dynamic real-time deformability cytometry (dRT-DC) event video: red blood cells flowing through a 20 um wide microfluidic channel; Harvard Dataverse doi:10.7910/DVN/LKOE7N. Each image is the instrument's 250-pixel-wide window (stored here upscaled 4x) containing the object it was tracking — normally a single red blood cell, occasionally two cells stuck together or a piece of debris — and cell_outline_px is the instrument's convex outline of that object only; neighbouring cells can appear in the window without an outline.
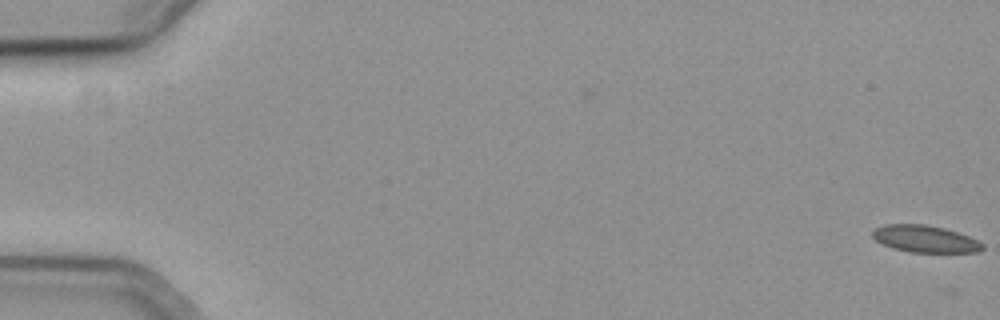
{"species": "common noctule bat (a hibernating species)", "species_latin": "Nyctalus noctula", "temperature_condition": "cold", "stored_images_in_passage": 6, "camera_frame_rate_fps": 3000, "um_per_image_px": 0.085, "animal": {"sex": "female", "body_mass_g": 19.3, "forearm_length_mm": 54.1}, "frame": {"image": 1, "passage_image": 1, "time_ms": 0.0, "image_size_px": [1000, 320], "cell_outline_px": [[984, 248], [976, 252], [912, 252], [896, 248], [884, 244], [876, 240], [872, 236], [872, 232], [876, 228], [884, 224], [924, 224], [944, 228], [968, 236], [984, 244]], "centroid_in_image_um": [78.63, 20.3], "position_along_channel_um": 6.4, "area_um2": 16.99}}